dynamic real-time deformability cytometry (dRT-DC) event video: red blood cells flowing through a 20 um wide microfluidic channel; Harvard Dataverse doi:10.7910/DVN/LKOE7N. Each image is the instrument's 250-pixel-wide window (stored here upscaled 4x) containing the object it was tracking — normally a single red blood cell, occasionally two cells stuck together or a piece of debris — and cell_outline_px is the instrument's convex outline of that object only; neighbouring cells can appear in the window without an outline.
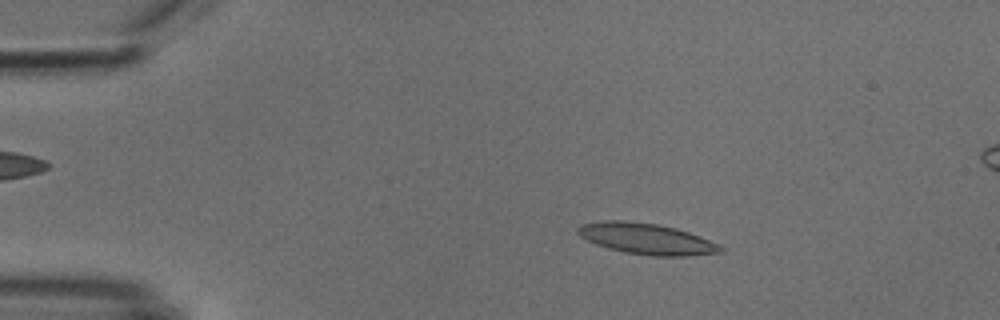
{"species": "common noctule bat (a hibernating species)", "species_latin": "Nyctalus noctula", "temperature_condition": "cold", "stored_images_in_passage": 52, "camera_frame_rate_fps": 3000, "um_per_image_px": 0.085, "animal": {"sex": "male", "body_mass_g": 18.8}, "frame": {"image": 1, "passage_image": 9, "time_ms": 2.667, "image_size_px": [1000, 320], "cell_outline_px": [[724, 248], [720, 252], [688, 256], [652, 256], [624, 252], [608, 248], [596, 244], [580, 236], [576, 232], [576, 228], [580, 224], [600, 220], [624, 220], [656, 224], [676, 228], [700, 236], [720, 244]], "centroid_in_image_um": [54.93, 20.29], "position_along_channel_um": 30.1, "area_um2": 25.89}}
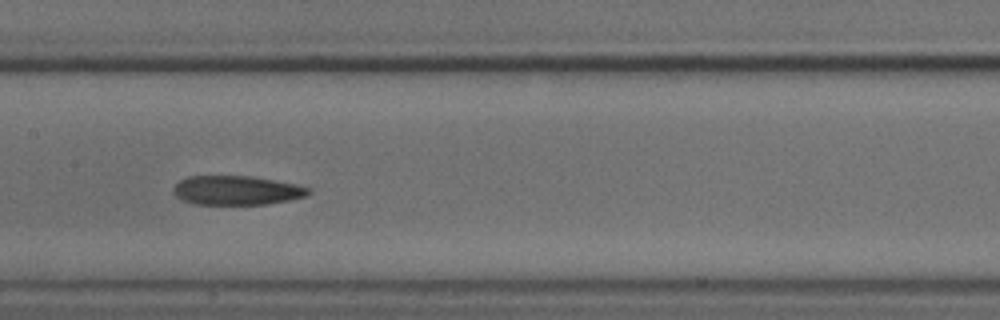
{"frame": {"image": 2, "passage_image": 26, "time_ms": 8.333, "image_size_px": [1000, 320], "cell_outline_px": [[312, 192], [308, 196], [268, 204], [196, 204], [184, 200], [176, 196], [172, 192], [172, 188], [180, 180], [188, 176], [248, 176], [296, 184], [312, 188]], "centroid_in_image_um": [20.14, 16.18], "position_along_channel_um": 187.3, "area_um2": 22.95}}
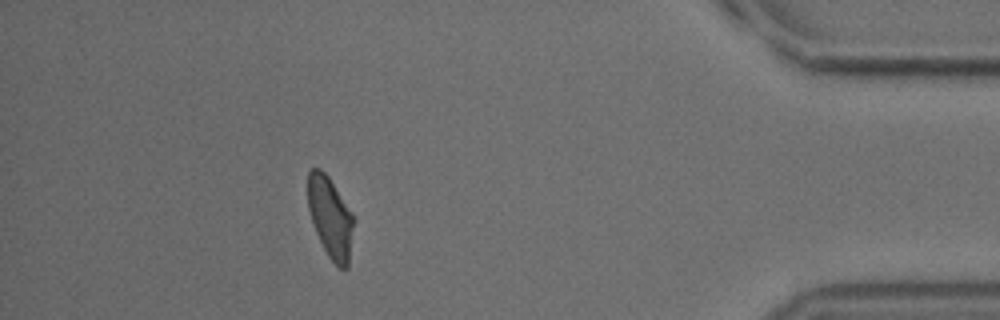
{"frame": {"image": 3, "passage_image": 47, "time_ms": 15.333, "image_size_px": [1000, 320], "cell_outline_px": [[352, 228], [348, 268], [340, 268], [328, 256], [316, 232], [308, 208], [308, 172], [312, 168], [320, 168], [328, 176], [352, 212]], "centroid_in_image_um": [28.06, 18.44], "position_along_channel_um": 407.1, "area_um2": 21.04}, "authors_computed_cell_mechanics": {"area_um2": 23.3801, "velocity_mm_per_s": 3.8025, "shape_relaxation_time_tau1_ms": null, "shape_relaxation_time_tau2_ms": 6.3497, "deformation_change_tau1": null, "deformation_change_tau2": 0.125}}